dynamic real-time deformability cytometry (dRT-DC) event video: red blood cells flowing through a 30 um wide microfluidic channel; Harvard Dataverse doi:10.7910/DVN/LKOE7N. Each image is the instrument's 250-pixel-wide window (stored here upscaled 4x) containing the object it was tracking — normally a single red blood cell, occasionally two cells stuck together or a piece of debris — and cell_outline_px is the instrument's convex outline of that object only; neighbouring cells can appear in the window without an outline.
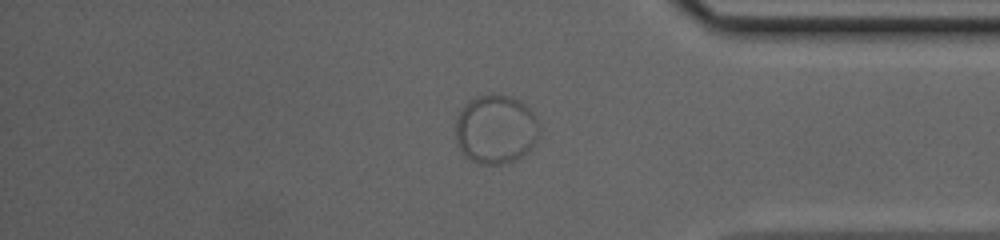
{"species": "common noctule bat (a hibernating species)", "species_latin": "Nyctalus noctula", "temperature_condition": "cold", "stored_images_in_passage": 42, "segment_of_instrument_passage": [2, 2], "camera_frame_rate_fps": 3000, "um_per_image_px": 0.085, "animal": {"sex": "female", "body_mass_g": 20.0, "forearm_length_mm": 54.0}, "frame": {"image": 1, "passage_image": 34, "time_ms": 11.0, "image_size_px": [1000, 240], "cell_outline_px": [[536, 136], [532, 148], [528, 152], [512, 160], [500, 164], [480, 164], [472, 160], [460, 148], [456, 136], [456, 120], [460, 108], [476, 96], [500, 92], [512, 96], [520, 100], [536, 116]], "centroid_in_image_um": [42.11, 10.94], "position_along_channel_um": 393.1, "area_um2": 33.35}}